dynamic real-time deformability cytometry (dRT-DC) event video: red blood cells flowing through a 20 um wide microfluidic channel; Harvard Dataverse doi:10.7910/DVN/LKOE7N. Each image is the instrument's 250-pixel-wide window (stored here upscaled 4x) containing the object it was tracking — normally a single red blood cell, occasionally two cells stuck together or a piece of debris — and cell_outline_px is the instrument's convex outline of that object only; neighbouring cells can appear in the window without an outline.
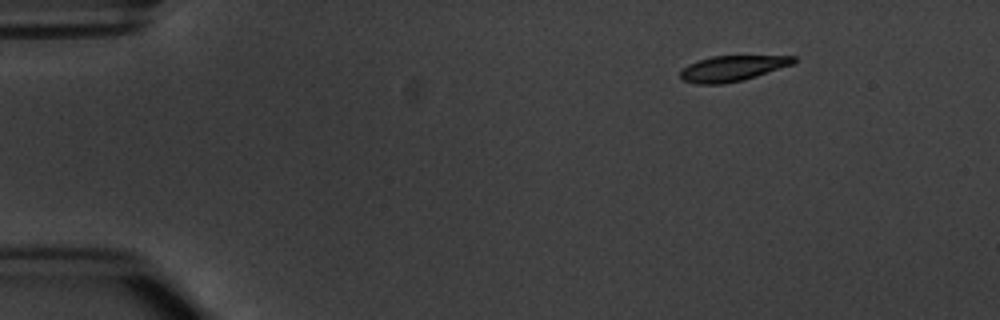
{"species": "common noctule bat (a hibernating species)", "species_latin": "Nyctalus noctula", "temperature_condition": "warm", "stored_images_in_passage": 4, "camera_frame_rate_fps": 3000, "um_per_image_px": 0.085, "animal": {"sex": "male", "body_mass_g": 20.1, "forearm_length_mm": 53.5}, "frame": {"image": 1, "passage_image": 1, "time_ms": 0.0, "image_size_px": [1000, 320], "cell_outline_px": [[796, 60], [792, 64], [744, 80], [724, 84], [696, 84], [684, 80], [680, 76], [680, 72], [688, 64], [712, 56], [796, 56]], "centroid_in_image_um": [62.23, 5.82], "position_along_channel_um": 22.8, "area_um2": 16.65}}
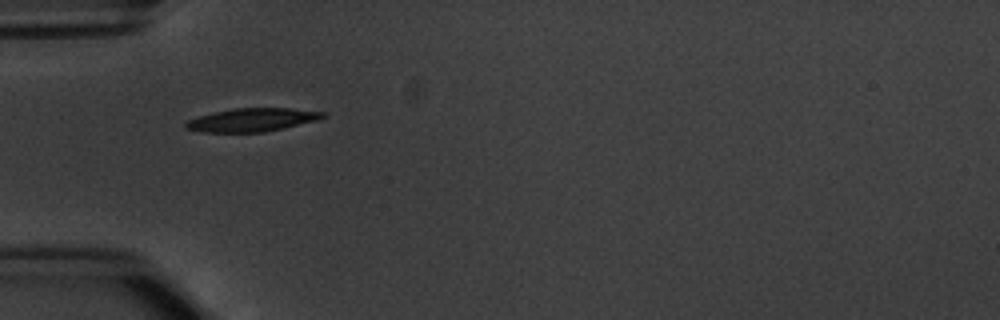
{"frame": {"image": 2, "passage_image": 3, "time_ms": 3.333, "image_size_px": [1000, 320], "cell_outline_px": [[328, 112], [324, 116], [316, 120], [264, 132], [200, 132], [184, 128], [184, 124], [188, 120], [200, 116], [232, 108], [288, 108]], "centroid_in_image_um": [21.4, 10.19], "position_along_channel_um": 63.6, "area_um2": 18.38}}